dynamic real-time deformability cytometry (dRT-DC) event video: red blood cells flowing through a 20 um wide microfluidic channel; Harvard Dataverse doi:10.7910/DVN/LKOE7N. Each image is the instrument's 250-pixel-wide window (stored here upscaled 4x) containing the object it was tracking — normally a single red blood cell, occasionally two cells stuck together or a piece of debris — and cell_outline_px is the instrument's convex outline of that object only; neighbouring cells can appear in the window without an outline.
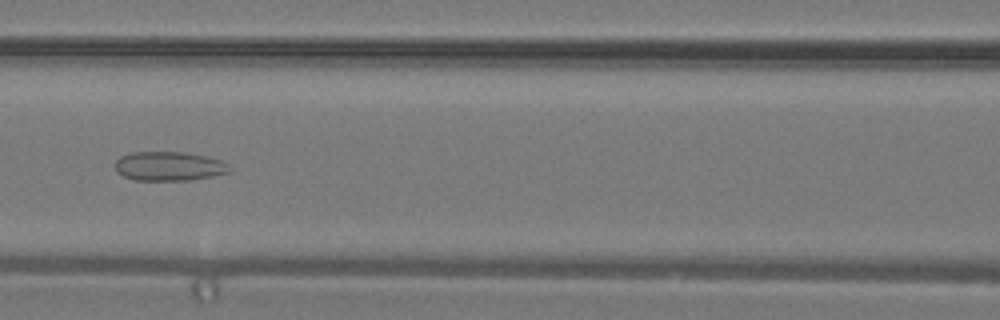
{"species": "common noctule bat (a hibernating species)", "species_latin": "Nyctalus noctula", "temperature_condition": "warm", "stored_images_in_passage": 37, "camera_frame_rate_fps": 3000, "um_per_image_px": 0.085, "animal": {"sex": "male", "body_mass_g": 19.2, "forearm_length_mm": 51.8}, "frame": {"image": 1, "passage_image": 17, "time_ms": 5.333, "image_size_px": [1000, 320], "cell_outline_px": [[232, 172], [192, 180], [136, 180], [124, 176], [116, 172], [116, 160], [120, 156], [132, 152], [184, 152], [204, 156], [220, 160], [228, 164]], "centroid_in_image_um": [14.37, 14.13], "position_along_channel_um": 152.2, "area_um2": 19.42}}
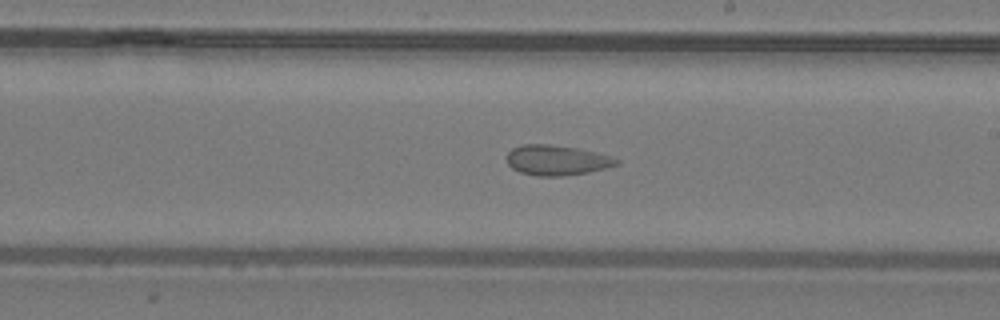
{"frame": {"image": 2, "passage_image": 22, "time_ms": 7.0, "image_size_px": [1000, 320], "cell_outline_px": [[620, 164], [588, 172], [564, 176], [536, 176], [520, 172], [512, 168], [508, 164], [508, 152], [512, 148], [524, 144], [548, 144], [576, 148], [608, 156], [620, 160]], "centroid_in_image_um": [47.3, 13.62], "position_along_channel_um": 241.7, "area_um2": 19.02}}
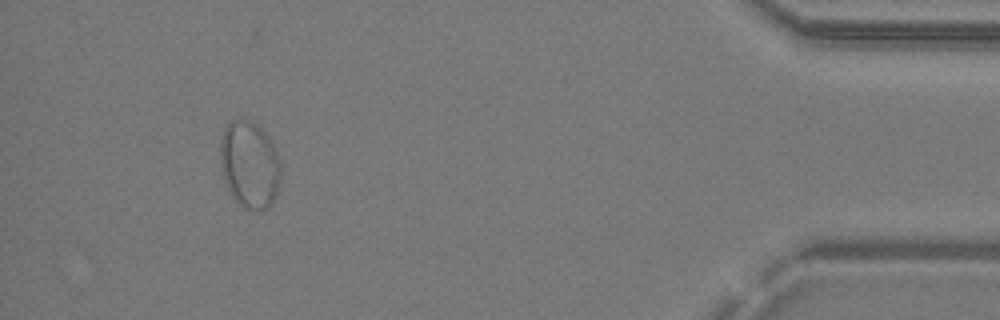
{"frame": {"image": 3, "passage_image": 35, "time_ms": 11.333, "image_size_px": [1000, 320], "cell_outline_px": [[280, 176], [276, 192], [272, 204], [268, 208], [260, 212], [244, 208], [236, 200], [228, 188], [224, 176], [220, 160], [220, 140], [224, 128], [232, 120], [248, 120], [256, 124], [264, 132], [272, 144], [280, 160]], "centroid_in_image_um": [21.21, 14.01], "position_along_channel_um": 414.0, "area_um2": 30.4}}